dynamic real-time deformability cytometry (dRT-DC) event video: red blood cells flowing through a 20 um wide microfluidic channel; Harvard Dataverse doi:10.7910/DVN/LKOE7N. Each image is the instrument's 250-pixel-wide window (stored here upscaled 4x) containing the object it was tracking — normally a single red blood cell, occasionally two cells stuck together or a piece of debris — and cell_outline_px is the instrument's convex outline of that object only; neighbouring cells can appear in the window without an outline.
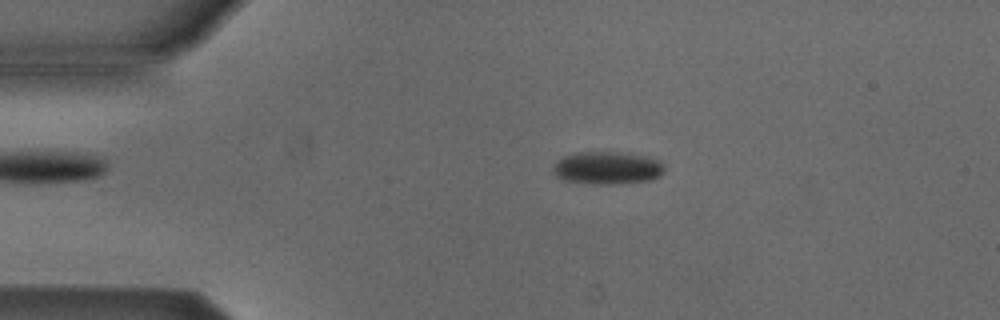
{"species": "Egyptian fruit bat (a non-hibernating species)", "species_latin": "Rousettus aegyptiacus", "temperature_condition": "cold", "stored_images_in_passage": 52, "camera_frame_rate_fps": 3000, "um_per_image_px": 0.085, "animal": {"sex": "male"}, "frame": {"image": 1, "passage_image": 10, "time_ms": 3.0, "image_size_px": [1000, 320], "cell_outline_px": [[664, 172], [660, 176], [652, 180], [612, 184], [596, 184], [564, 180], [556, 176], [556, 164], [564, 156], [576, 152], [620, 152], [644, 156], [660, 160], [664, 164]], "centroid_in_image_um": [51.7, 14.27], "position_along_channel_um": 33.3, "area_um2": 20.98}}
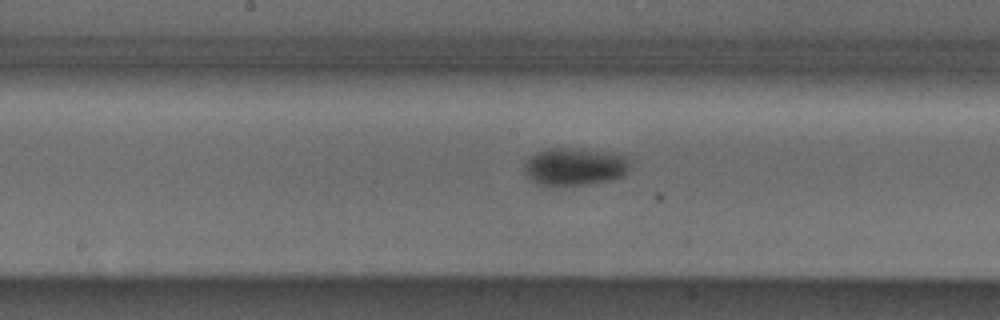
{"frame": {"image": 2, "passage_image": 26, "time_ms": 8.333, "image_size_px": [1000, 320], "cell_outline_px": [[632, 160], [628, 168], [620, 176], [612, 180], [584, 184], [540, 184], [532, 180], [524, 172], [524, 164], [536, 152], [548, 148], [572, 148], [628, 156]], "centroid_in_image_um": [48.85, 14.15], "position_along_channel_um": 199.3, "area_um2": 22.54}}
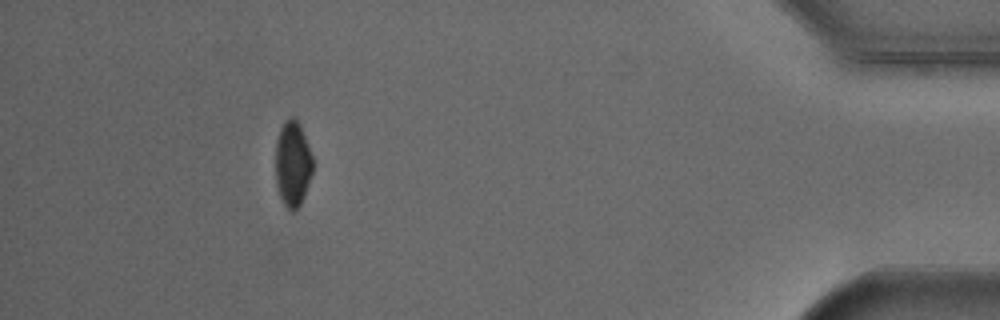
{"frame": {"image": 3, "passage_image": 47, "time_ms": 15.333, "image_size_px": [1000, 320], "cell_outline_px": [[312, 172], [304, 196], [296, 212], [292, 212], [284, 204], [280, 196], [276, 184], [276, 140], [280, 128], [284, 120], [292, 116], [300, 124], [312, 156]], "centroid_in_image_um": [24.87, 13.92], "position_along_channel_um": 410.3, "area_um2": 18.5}}